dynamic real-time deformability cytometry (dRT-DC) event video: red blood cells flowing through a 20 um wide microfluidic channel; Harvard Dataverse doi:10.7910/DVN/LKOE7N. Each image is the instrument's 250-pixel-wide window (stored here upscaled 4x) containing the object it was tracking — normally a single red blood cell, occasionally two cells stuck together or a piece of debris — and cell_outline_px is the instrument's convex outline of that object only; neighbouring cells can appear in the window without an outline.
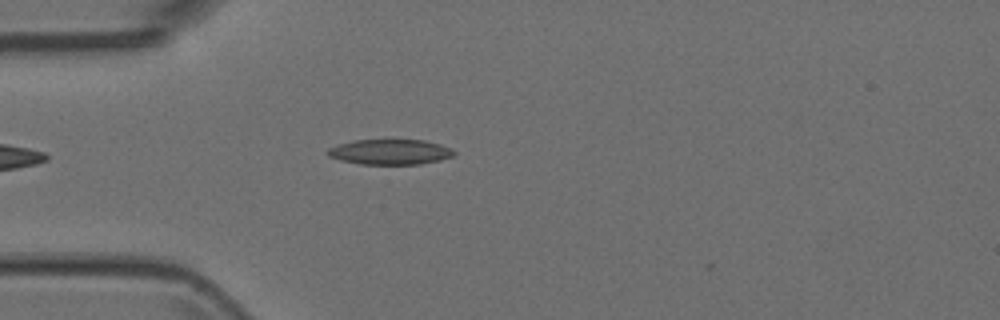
{"species": "Egyptian fruit bat (a non-hibernating species)", "species_latin": "Rousettus aegyptiacus", "temperature_condition": "room temperature", "stored_images_in_passage": 42, "camera_frame_rate_fps": 3000, "um_per_image_px": 0.085, "animal": {"sex": "female"}, "frame": {"image": 1, "passage_image": 5, "time_ms": 1.333, "image_size_px": [1000, 320], "cell_outline_px": [[456, 152], [452, 156], [440, 160], [420, 164], [360, 164], [340, 160], [328, 156], [324, 152], [328, 148], [336, 144], [352, 140], [424, 140], [440, 144]], "centroid_in_image_um": [33.08, 12.91], "position_along_channel_um": 51.9, "area_um2": 18.67}}
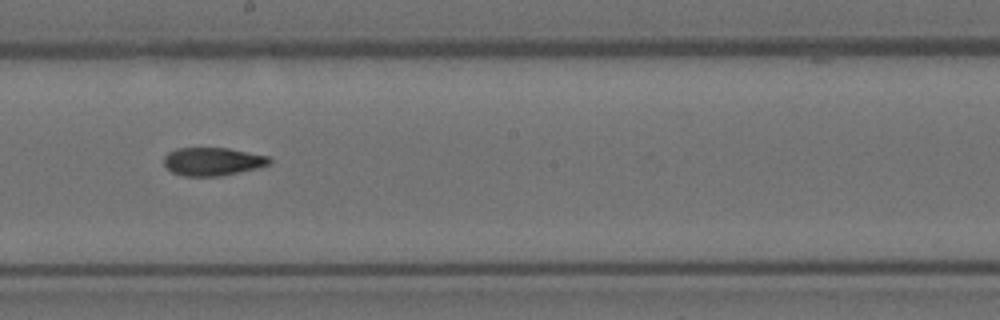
{"frame": {"image": 2, "passage_image": 19, "time_ms": 6.0, "image_size_px": [1000, 320], "cell_outline_px": [[272, 160], [268, 164], [256, 168], [220, 176], [184, 176], [172, 172], [164, 164], [164, 156], [168, 152], [176, 148], [228, 148], [268, 156]], "centroid_in_image_um": [18.04, 13.72], "position_along_channel_um": 230.2, "area_um2": 17.17}}
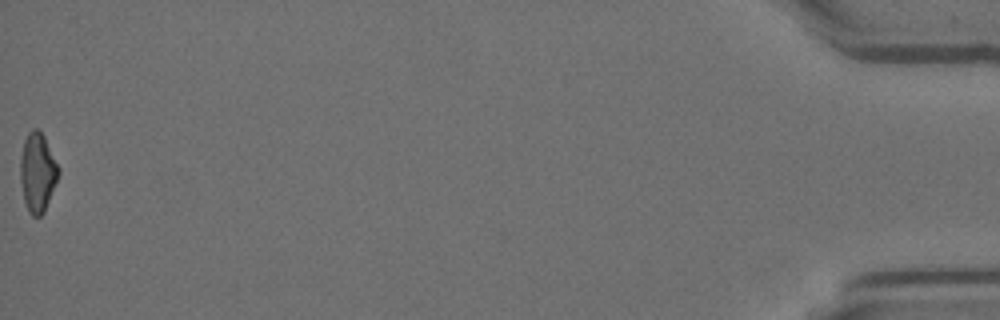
{"frame": {"image": 3, "passage_image": 42, "time_ms": 13.667, "image_size_px": [1000, 320], "cell_outline_px": [[60, 172], [44, 212], [40, 216], [32, 216], [28, 212], [24, 200], [20, 180], [20, 156], [24, 140], [28, 132], [32, 128], [36, 128], [44, 136], [60, 168]], "centroid_in_image_um": [3.18, 14.64], "position_along_channel_um": 432.0, "area_um2": 17.63}}